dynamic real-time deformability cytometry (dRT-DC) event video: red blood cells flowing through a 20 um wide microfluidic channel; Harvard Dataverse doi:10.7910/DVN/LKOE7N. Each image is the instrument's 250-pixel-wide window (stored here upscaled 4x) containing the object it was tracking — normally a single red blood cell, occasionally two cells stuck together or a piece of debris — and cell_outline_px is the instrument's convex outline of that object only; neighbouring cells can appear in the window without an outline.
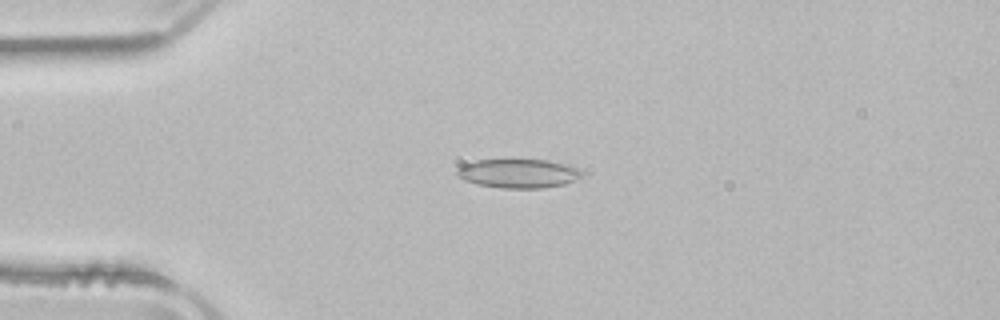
{"species": "common noctule bat (a hibernating species)", "species_latin": "Nyctalus noctula", "temperature_condition": "room temperature", "stored_images_in_passage": 50, "camera_frame_rate_fps": 3000, "um_per_image_px": 0.085, "animal": {"sex": "male", "body_mass_g": 21.5, "forearm_length_mm": 52.0}, "frame": {"image": 1, "passage_image": 11, "time_ms": 3.333, "image_size_px": [1000, 320], "cell_outline_px": [[584, 172], [576, 180], [564, 184], [540, 188], [500, 188], [480, 184], [464, 180], [456, 172], [456, 168], [464, 164], [476, 160], [504, 156], [512, 156], [548, 160], [580, 168]], "centroid_in_image_um": [44.05, 14.67], "position_along_channel_um": 41.0, "area_um2": 22.08}}
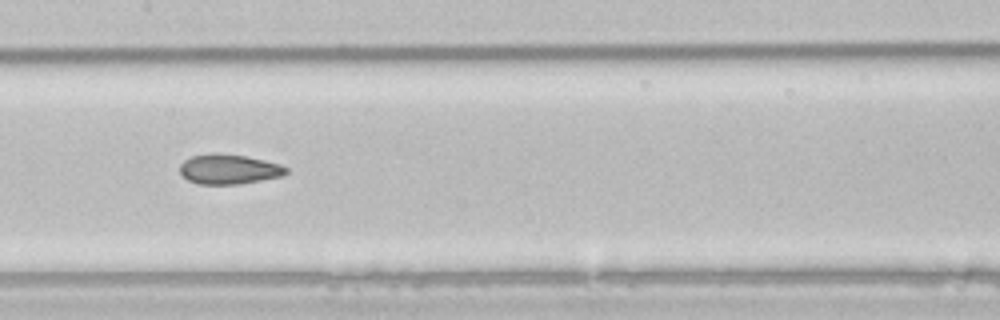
{"frame": {"image": 2, "passage_image": 24, "time_ms": 7.667, "image_size_px": [1000, 320], "cell_outline_px": [[288, 172], [280, 176], [240, 184], [200, 184], [188, 180], [180, 172], [180, 164], [184, 160], [192, 156], [216, 152], [244, 156], [264, 160], [280, 164], [288, 168]], "centroid_in_image_um": [19.44, 14.37], "position_along_channel_um": 188.0, "area_um2": 18.38}}
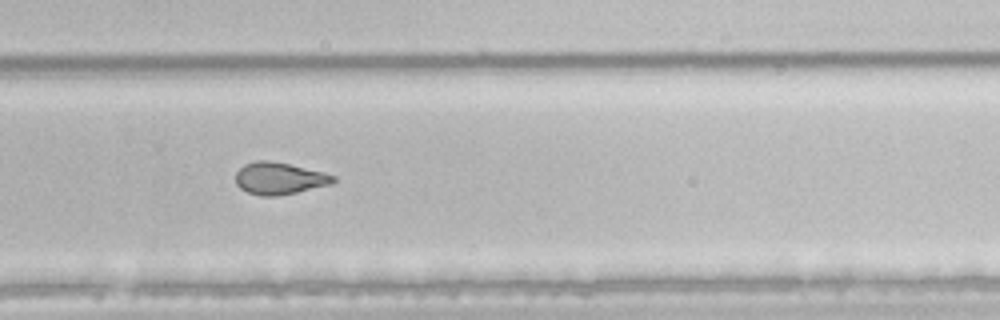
{"frame": {"image": 3, "passage_image": 33, "time_ms": 10.667, "image_size_px": [1000, 320], "cell_outline_px": [[336, 180], [332, 184], [296, 192], [276, 196], [260, 196], [248, 192], [240, 188], [236, 184], [236, 172], [244, 164], [256, 160], [268, 160], [288, 164], [324, 172], [336, 176]], "centroid_in_image_um": [23.74, 15.16], "position_along_channel_um": 306.1, "area_um2": 18.21}, "authors_computed_cell_mechanics": {"area_um2": 19.7387, "velocity_mm_per_s": 3.9599, "shape_relaxation_time_tau1_ms": null, "shape_relaxation_time_tau2_ms": 1.9925, "deformation_change_tau1": null, "deformation_change_tau2": 0.0764}}